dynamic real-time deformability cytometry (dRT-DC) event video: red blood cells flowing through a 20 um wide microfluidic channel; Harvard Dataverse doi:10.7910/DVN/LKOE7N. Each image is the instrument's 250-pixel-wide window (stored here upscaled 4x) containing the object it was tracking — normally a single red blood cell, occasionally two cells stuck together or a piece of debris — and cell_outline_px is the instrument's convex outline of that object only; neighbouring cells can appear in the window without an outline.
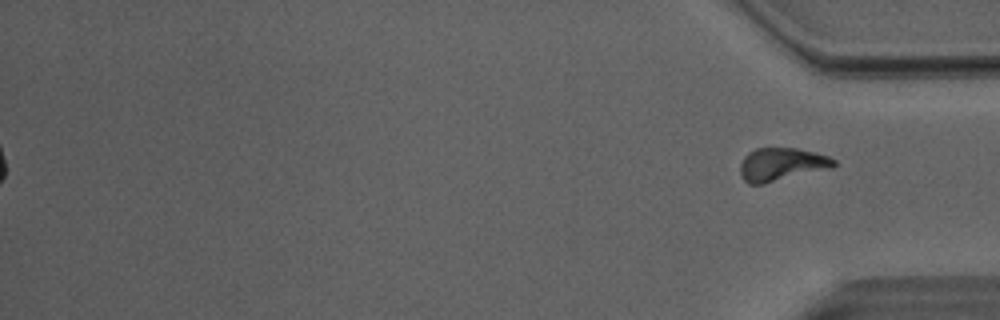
{"species": "Egyptian fruit bat (a non-hibernating species)", "species_latin": "Rousettus aegyptiacus", "temperature_condition": "room temperature", "stored_images_in_passage": 53, "segment_of_instrument_passage": [2, 2], "camera_frame_rate_fps": 3000, "um_per_image_px": 0.085, "animal": {"sex": "male"}, "frame": {"image": 1, "passage_image": 53, "time_ms": 17.333, "image_size_px": [1000, 320], "cell_outline_px": [[836, 164], [832, 168], [764, 184], [748, 184], [740, 176], [740, 164], [744, 156], [748, 152], [756, 148], [796, 148], [816, 152], [828, 156], [836, 160]], "centroid_in_image_um": [66.42, 13.97], "position_along_channel_um": 368.8, "area_um2": 18.26}}